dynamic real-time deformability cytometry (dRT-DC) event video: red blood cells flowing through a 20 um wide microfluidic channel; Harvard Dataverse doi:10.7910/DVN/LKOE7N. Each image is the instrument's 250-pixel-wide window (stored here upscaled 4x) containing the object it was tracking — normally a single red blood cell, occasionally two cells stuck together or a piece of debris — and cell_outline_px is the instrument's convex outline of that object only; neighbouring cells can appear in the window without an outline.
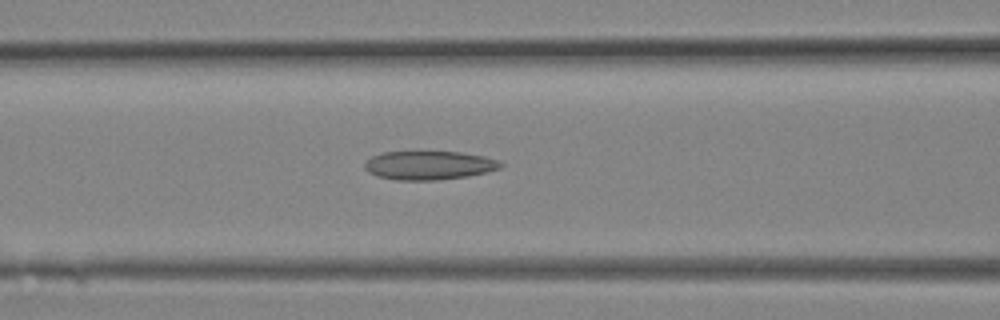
{"species": "Egyptian fruit bat (a non-hibernating species)", "species_latin": "Rousettus aegyptiacus", "temperature_condition": "room temperature", "stored_images_in_passage": 17, "camera_frame_rate_fps": 3000, "um_per_image_px": 0.085, "animal": {"sex": "female"}, "frame": {"image": 1, "passage_image": 9, "time_ms": 2.667, "image_size_px": [1000, 320], "cell_outline_px": [[504, 164], [500, 168], [488, 172], [468, 176], [436, 180], [396, 180], [376, 176], [368, 172], [364, 168], [364, 164], [372, 156], [380, 152], [460, 152], [484, 156], [500, 160]], "centroid_in_image_um": [36.48, 14.05], "position_along_channel_um": 130.1, "area_um2": 22.89}}
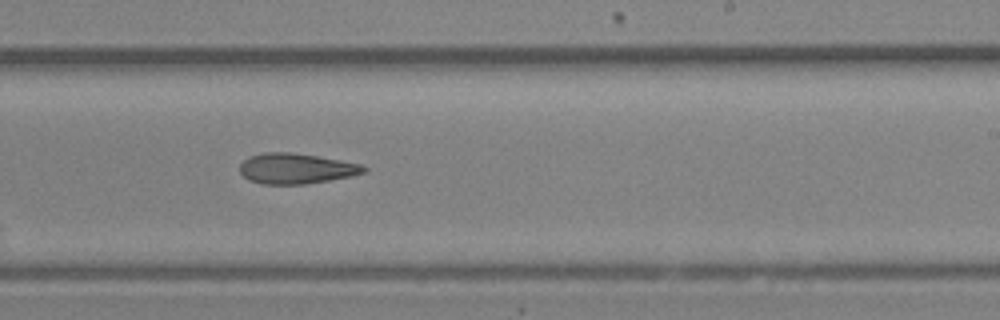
{"frame": {"image": 2, "passage_image": 14, "time_ms": 4.333, "image_size_px": [1000, 320], "cell_outline_px": [[368, 172], [352, 176], [304, 184], [264, 184], [248, 180], [240, 172], [240, 164], [248, 156], [264, 152], [292, 152], [340, 160], [360, 164], [368, 168]], "centroid_in_image_um": [25.17, 14.32], "position_along_channel_um": 263.8, "area_um2": 22.02}}
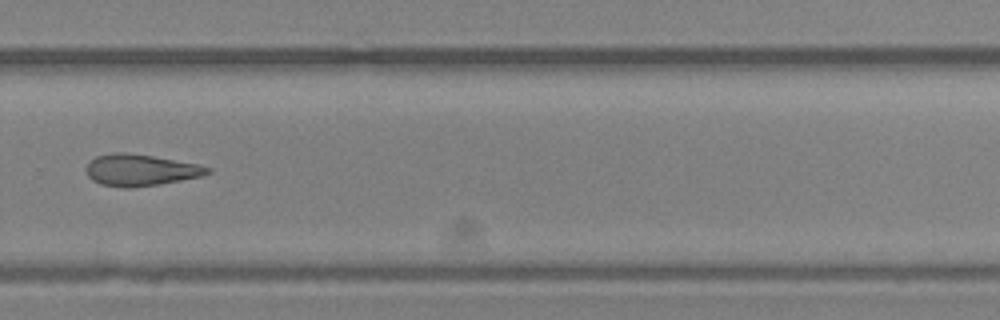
{"frame": {"image": 3, "passage_image": 16, "time_ms": 5.0, "image_size_px": [1000, 320], "cell_outline_px": [[212, 172], [200, 176], [160, 184], [132, 188], [124, 188], [100, 184], [92, 180], [84, 172], [84, 168], [88, 160], [96, 156], [116, 152], [124, 152], [152, 156], [200, 164], [212, 168]], "centroid_in_image_um": [11.89, 14.45], "position_along_channel_um": 317.9, "area_um2": 22.6}}